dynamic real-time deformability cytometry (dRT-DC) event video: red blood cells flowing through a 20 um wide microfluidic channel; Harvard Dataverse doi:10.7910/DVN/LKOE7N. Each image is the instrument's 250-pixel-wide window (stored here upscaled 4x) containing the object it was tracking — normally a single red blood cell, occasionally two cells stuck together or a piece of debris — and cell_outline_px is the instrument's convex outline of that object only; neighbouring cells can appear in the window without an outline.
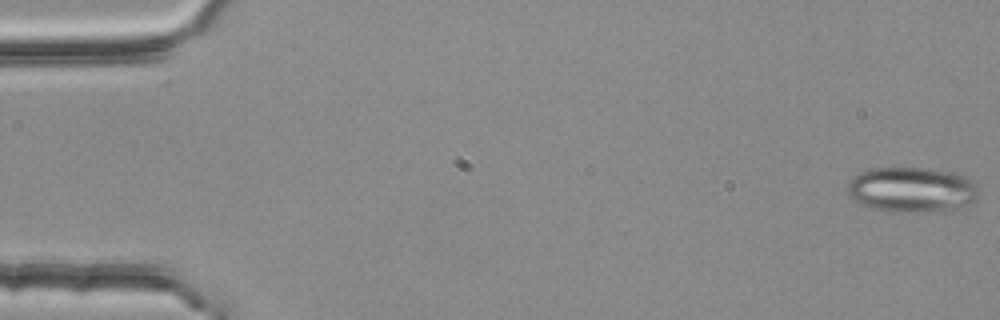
{"species": "common noctule bat (a hibernating species)", "species_latin": "Nyctalus noctula", "temperature_condition": "room temperature", "stored_images_in_passage": 4, "camera_frame_rate_fps": 3000, "um_per_image_px": 0.085, "animal": {"sex": "female", "body_mass_g": 25.1}, "frame": {"image": 1, "passage_image": 1, "time_ms": 0.0, "image_size_px": [1000, 320], "cell_outline_px": [[980, 192], [976, 200], [964, 204], [944, 208], [912, 212], [888, 212], [872, 208], [860, 204], [848, 196], [848, 180], [860, 172], [872, 168], [924, 168], [952, 172], [964, 176], [976, 184]], "centroid_in_image_um": [77.43, 16.1], "position_along_channel_um": 7.6, "area_um2": 34.1}}